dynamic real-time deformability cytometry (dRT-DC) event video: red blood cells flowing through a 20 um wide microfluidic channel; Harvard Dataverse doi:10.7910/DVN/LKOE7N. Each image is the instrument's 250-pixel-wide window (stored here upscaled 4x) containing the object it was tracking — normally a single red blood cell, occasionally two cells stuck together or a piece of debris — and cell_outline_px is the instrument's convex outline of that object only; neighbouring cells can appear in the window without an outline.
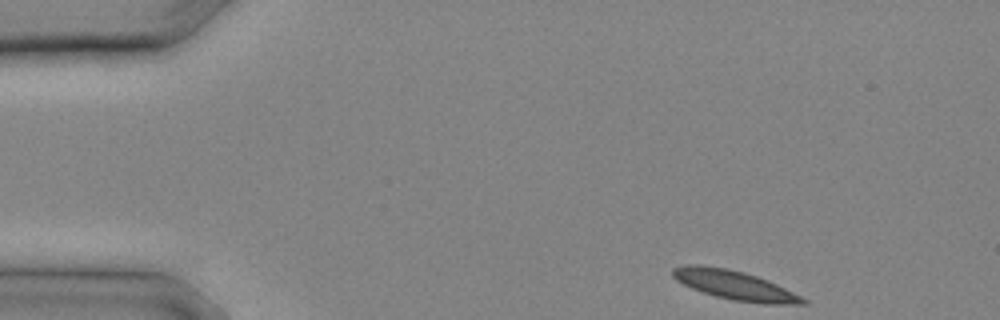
{"species": "common noctule bat (a hibernating species)", "species_latin": "Nyctalus noctula", "temperature_condition": "cold", "stored_images_in_passage": 7, "camera_frame_rate_fps": 3000, "um_per_image_px": 0.085, "animal": {"sex": "male", "body_mass_g": 20.4}, "frame": {"image": 1, "passage_image": 1, "time_ms": 0.0, "image_size_px": [1000, 320], "cell_outline_px": [[808, 304], [764, 304], [736, 300], [716, 296], [692, 288], [676, 280], [672, 276], [672, 268], [688, 264], [700, 264], [728, 268], [744, 272], [768, 280], [808, 300]], "centroid_in_image_um": [62.43, 24.22], "position_along_channel_um": 22.6, "area_um2": 21.96}}
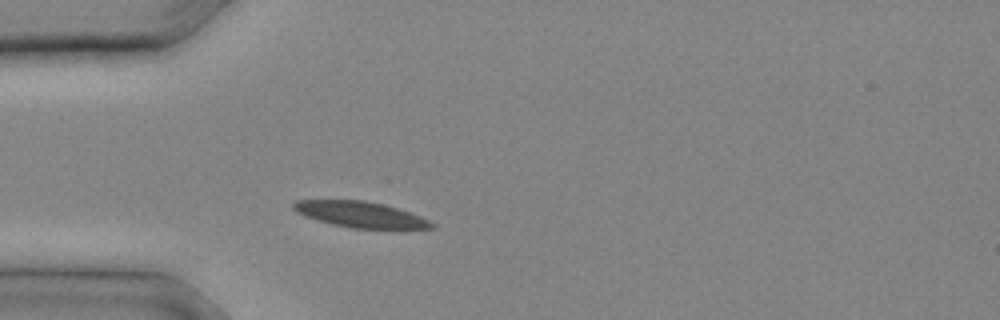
{"frame": {"image": 2, "passage_image": 5, "time_ms": 1.333, "image_size_px": [1000, 320], "cell_outline_px": [[436, 228], [352, 228], [332, 224], [304, 216], [296, 212], [292, 208], [292, 204], [296, 200], [364, 200], [384, 204], [420, 216], [436, 224]], "centroid_in_image_um": [30.6, 18.22], "position_along_channel_um": 54.4, "area_um2": 20.63}}